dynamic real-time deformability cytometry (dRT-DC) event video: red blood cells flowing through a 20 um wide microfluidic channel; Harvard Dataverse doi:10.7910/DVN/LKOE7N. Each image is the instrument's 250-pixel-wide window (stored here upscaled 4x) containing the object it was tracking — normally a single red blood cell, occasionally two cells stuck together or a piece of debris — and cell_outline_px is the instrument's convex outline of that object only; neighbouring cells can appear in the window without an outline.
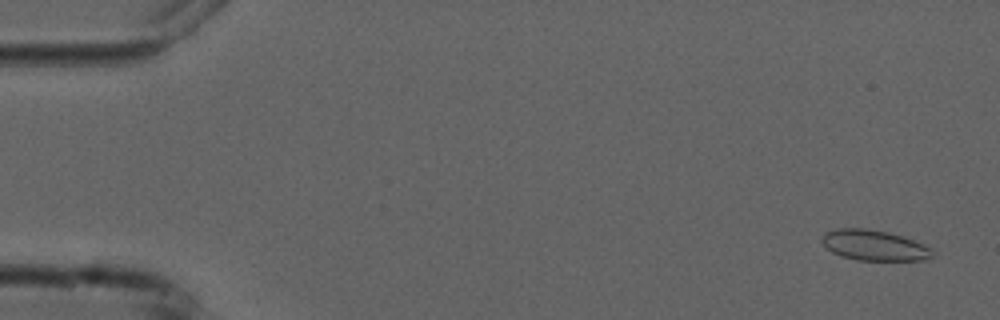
{"species": "common noctule bat (a hibernating species)", "species_latin": "Nyctalus noctula", "temperature_condition": "cold", "stored_images_in_passage": 3, "camera_frame_rate_fps": 3000, "um_per_image_px": 0.085, "animal": {"sex": "male", "forearm_length_mm": 52.5}, "frame": {"image": 1, "passage_image": 1, "time_ms": 0.0, "image_size_px": [1000, 320], "cell_outline_px": [[936, 252], [932, 256], [924, 260], [856, 260], [840, 256], [832, 252], [820, 240], [820, 236], [824, 232], [836, 228], [864, 228], [888, 232], [904, 236], [924, 244], [932, 248]], "centroid_in_image_um": [74.3, 20.84], "position_along_channel_um": 10.7, "area_um2": 19.94}}